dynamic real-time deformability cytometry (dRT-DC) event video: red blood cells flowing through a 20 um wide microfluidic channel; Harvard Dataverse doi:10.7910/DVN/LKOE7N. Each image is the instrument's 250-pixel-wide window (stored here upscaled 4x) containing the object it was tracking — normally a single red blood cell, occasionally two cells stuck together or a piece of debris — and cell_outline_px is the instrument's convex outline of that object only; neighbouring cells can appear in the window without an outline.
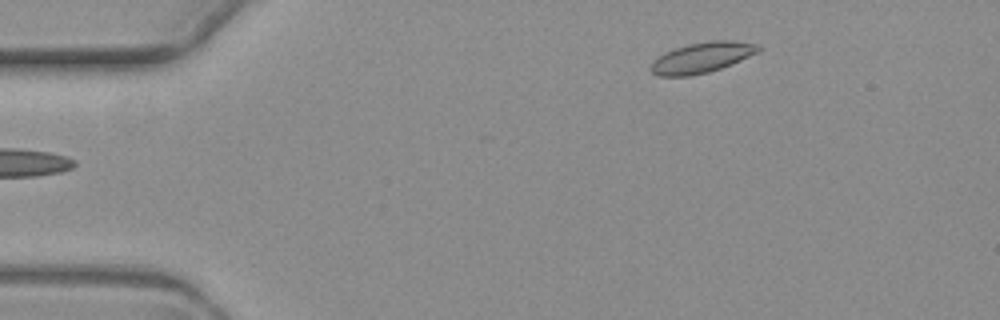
{"species": "common noctule bat (a hibernating species)", "species_latin": "Nyctalus noctula", "temperature_condition": "warm", "stored_images_in_passage": 8, "camera_frame_rate_fps": 3000, "um_per_image_px": 0.085, "animal": {"sex": "female", "body_mass_g": 19.3, "forearm_length_mm": 54.1}, "frame": {"image": 1, "passage_image": 1, "time_ms": 0.0, "image_size_px": [1000, 320], "cell_outline_px": [[760, 48], [756, 52], [732, 64], [708, 72], [688, 76], [660, 76], [652, 72], [648, 68], [652, 60], [664, 52], [688, 44], [712, 40], [732, 40], [756, 44]], "centroid_in_image_um": [59.58, 4.89], "position_along_channel_um": 25.4, "area_um2": 18.96}}
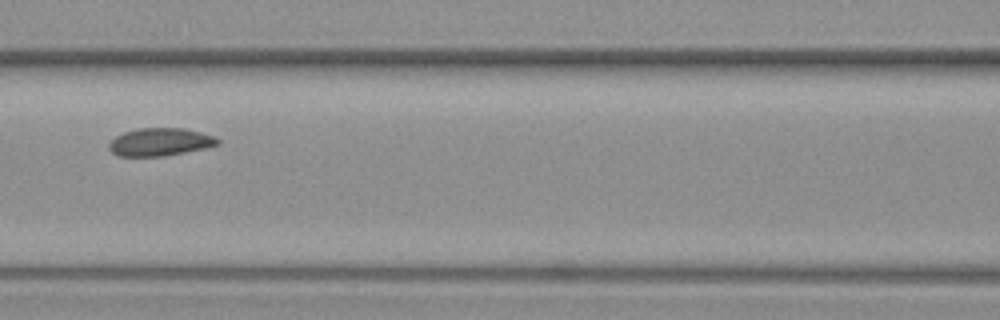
{"frame": {"image": 2, "passage_image": 5, "time_ms": 5.667, "image_size_px": [1000, 320], "cell_outline_px": [[220, 144], [204, 148], [164, 156], [116, 156], [108, 148], [108, 144], [116, 136], [124, 132], [136, 128], [184, 128], [216, 136], [220, 140]], "centroid_in_image_um": [13.6, 12.06], "position_along_channel_um": 153.0, "area_um2": 17.69}}
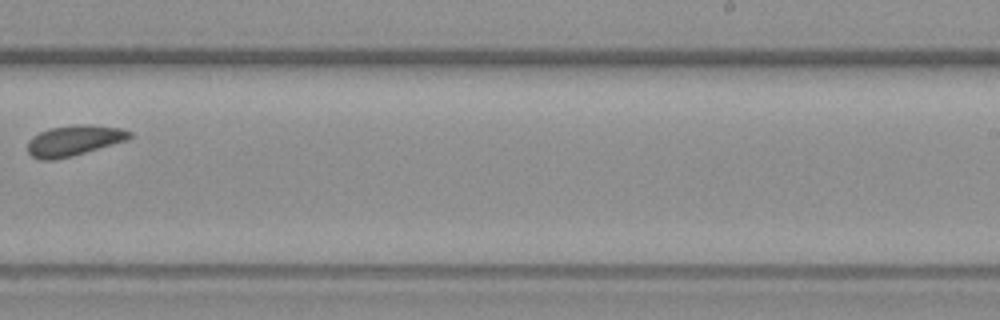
{"frame": {"image": 3, "passage_image": 8, "time_ms": 9.333, "image_size_px": [1000, 320], "cell_outline_px": [[132, 136], [128, 140], [72, 156], [52, 160], [40, 160], [32, 156], [28, 152], [28, 140], [40, 132], [48, 128], [80, 124], [92, 124], [120, 128], [132, 132]], "centroid_in_image_um": [6.3, 11.94], "position_along_channel_um": 282.7, "area_um2": 18.21}}